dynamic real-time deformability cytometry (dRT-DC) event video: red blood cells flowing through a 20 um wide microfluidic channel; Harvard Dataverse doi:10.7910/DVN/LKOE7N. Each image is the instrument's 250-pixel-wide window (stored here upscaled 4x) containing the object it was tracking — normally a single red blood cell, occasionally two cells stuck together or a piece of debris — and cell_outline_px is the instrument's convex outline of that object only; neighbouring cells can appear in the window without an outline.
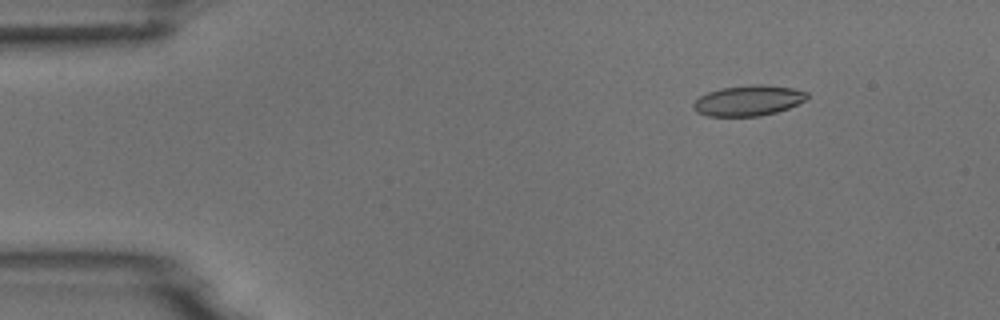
{"species": "common noctule bat (a hibernating species)", "species_latin": "Nyctalus noctula", "temperature_condition": "room temperature", "stored_images_in_passage": 4, "camera_frame_rate_fps": 3000, "um_per_image_px": 0.085, "animal": {"sex": "male", "body_mass_g": 18.8}, "frame": {"image": 1, "passage_image": 2, "time_ms": 1.0, "image_size_px": [1000, 320], "cell_outline_px": [[808, 96], [804, 100], [788, 108], [776, 112], [760, 116], [708, 116], [696, 112], [692, 108], [692, 104], [700, 96], [708, 92], [720, 88], [752, 84], [764, 84], [792, 88], [808, 92]], "centroid_in_image_um": [63.58, 8.54], "position_along_channel_um": 21.4, "area_um2": 20.23}}